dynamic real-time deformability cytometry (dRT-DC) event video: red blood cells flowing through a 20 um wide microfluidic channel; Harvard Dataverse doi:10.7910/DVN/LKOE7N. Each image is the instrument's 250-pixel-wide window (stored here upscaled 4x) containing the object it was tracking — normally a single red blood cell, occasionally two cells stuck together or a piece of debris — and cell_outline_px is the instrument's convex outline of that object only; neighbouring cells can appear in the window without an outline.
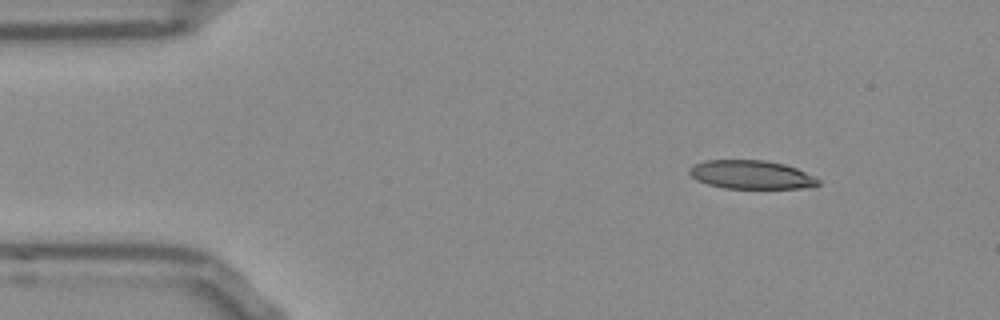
{"species": "Egyptian fruit bat (a non-hibernating species)", "species_latin": "Rousettus aegyptiacus", "temperature_condition": "room temperature", "stored_images_in_passage": 47, "camera_frame_rate_fps": 3000, "um_per_image_px": 0.085, "frame": {"image": 1, "passage_image": 1, "time_ms": 0.0, "image_size_px": [1000, 320], "cell_outline_px": [[820, 184], [812, 188], [724, 188], [708, 184], [696, 180], [688, 172], [688, 168], [692, 164], [704, 160], [764, 160], [784, 164], [796, 168], [820, 180]], "centroid_in_image_um": [63.83, 14.84], "position_along_channel_um": 21.2, "area_um2": 21.56}}
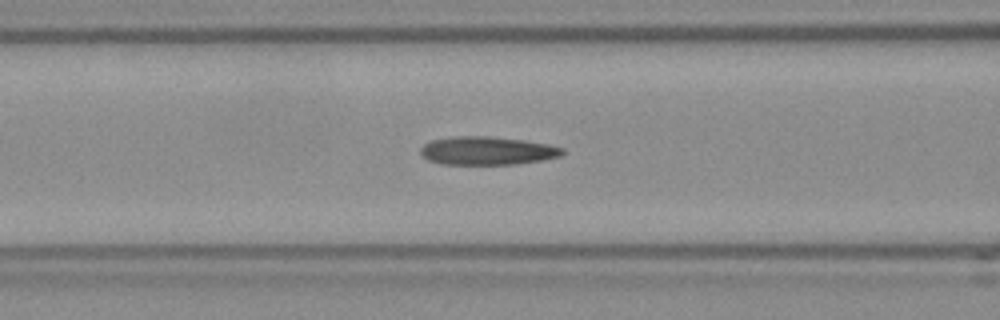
{"frame": {"image": 2, "passage_image": 15, "time_ms": 4.667, "image_size_px": [1000, 320], "cell_outline_px": [[564, 152], [560, 156], [540, 160], [516, 164], [444, 164], [428, 160], [420, 152], [420, 148], [424, 144], [432, 140], [452, 136], [488, 136], [524, 140], [548, 144], [564, 148]], "centroid_in_image_um": [41.4, 12.8], "position_along_channel_um": 125.2, "area_um2": 23.29}}
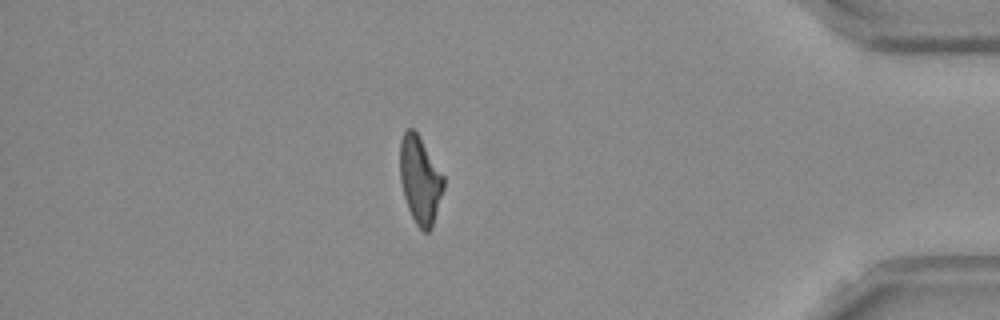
{"frame": {"image": 3, "passage_image": 40, "time_ms": 13.0, "image_size_px": [1000, 320], "cell_outline_px": [[444, 188], [432, 228], [428, 232], [424, 232], [416, 224], [408, 208], [404, 196], [400, 180], [400, 140], [404, 132], [408, 128], [412, 128], [416, 132], [444, 176]], "centroid_in_image_um": [35.7, 15.32], "position_along_channel_um": 399.5, "area_um2": 22.02}, "authors_computed_cell_mechanics": {"area_um2": 22.9466, "velocity_mm_per_s": 3.7947, "shape_relaxation_time_tau1_ms": null, "shape_relaxation_time_tau2_ms": 6.8496, "deformation_change_tau1": null, "deformation_change_tau2": 0.1877}}